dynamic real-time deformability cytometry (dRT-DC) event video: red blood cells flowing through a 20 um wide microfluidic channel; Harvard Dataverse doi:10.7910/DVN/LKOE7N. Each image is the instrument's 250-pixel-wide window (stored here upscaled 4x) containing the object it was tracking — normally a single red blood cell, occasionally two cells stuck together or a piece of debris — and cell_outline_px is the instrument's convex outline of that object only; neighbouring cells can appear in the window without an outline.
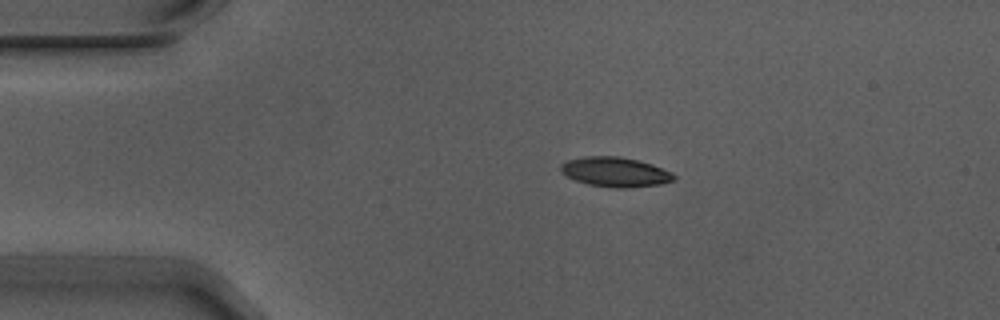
{"species": "Egyptian fruit bat (a non-hibernating species)", "species_latin": "Rousettus aegyptiacus", "temperature_condition": "warm", "stored_images_in_passage": 4, "camera_frame_rate_fps": 3000, "um_per_image_px": 0.085, "animal": {"sex": "male"}, "frame": {"image": 1, "passage_image": 1, "time_ms": 0.0, "image_size_px": [1000, 320], "cell_outline_px": [[676, 176], [672, 180], [660, 184], [628, 188], [616, 188], [588, 184], [576, 180], [560, 172], [560, 164], [568, 160], [584, 156], [620, 156], [652, 164], [672, 172]], "centroid_in_image_um": [52.28, 14.61], "position_along_channel_um": 32.7, "area_um2": 19.48}}
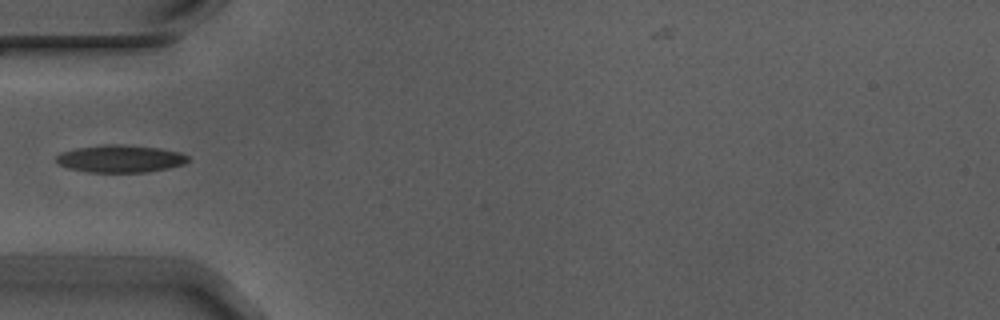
{"frame": {"image": 2, "passage_image": 3, "time_ms": 0.667, "image_size_px": [1000, 320], "cell_outline_px": [[188, 160], [184, 164], [168, 168], [148, 172], [88, 172], [68, 168], [60, 164], [56, 160], [56, 156], [60, 152], [76, 148], [104, 144], [116, 144], [160, 148], [180, 152], [188, 156]], "centroid_in_image_um": [10.22, 13.49], "position_along_channel_um": 74.8, "area_um2": 21.04}}